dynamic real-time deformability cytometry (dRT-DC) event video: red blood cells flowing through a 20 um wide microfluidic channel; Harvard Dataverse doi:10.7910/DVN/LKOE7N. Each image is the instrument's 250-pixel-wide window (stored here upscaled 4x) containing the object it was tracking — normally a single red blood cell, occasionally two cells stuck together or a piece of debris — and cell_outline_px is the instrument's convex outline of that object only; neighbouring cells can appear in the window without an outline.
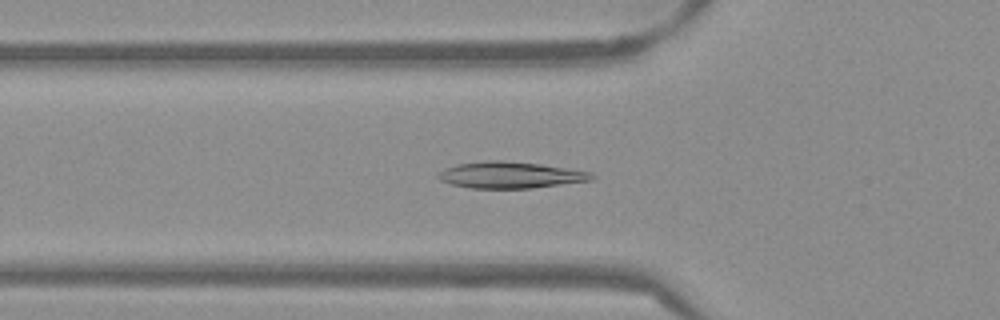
{"species": "Egyptian fruit bat (a non-hibernating species)", "species_latin": "Rousettus aegyptiacus", "temperature_condition": "warm", "stored_images_in_passage": 36, "camera_frame_rate_fps": 3000, "um_per_image_px": 0.085, "frame": {"image": 1, "passage_image": 2, "time_ms": 0.333, "image_size_px": [1000, 320], "cell_outline_px": [[596, 176], [592, 180], [532, 188], [468, 188], [452, 184], [440, 180], [436, 176], [436, 172], [444, 168], [456, 164], [488, 160], [504, 160], [540, 164], [592, 172]], "centroid_in_image_um": [43.34, 14.87], "position_along_channel_um": 82.5, "area_um2": 23.81}}
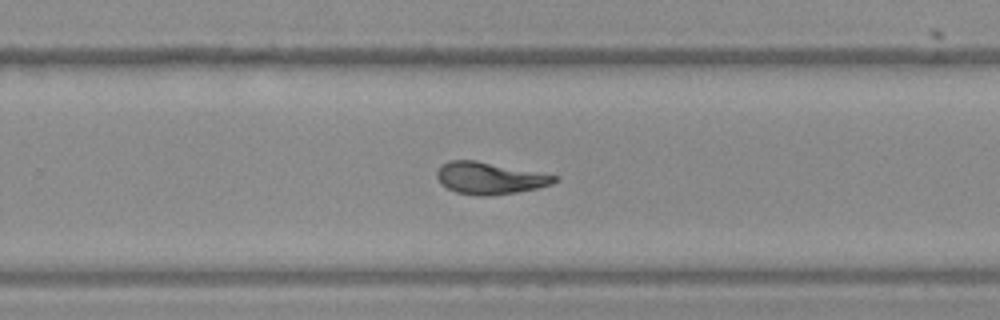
{"frame": {"image": 2, "passage_image": 18, "time_ms": 5.667, "image_size_px": [1000, 320], "cell_outline_px": [[560, 180], [552, 184], [536, 188], [516, 192], [492, 196], [476, 196], [456, 192], [440, 184], [436, 176], [436, 172], [448, 160], [476, 160], [560, 176]], "centroid_in_image_um": [41.64, 15.15], "position_along_channel_um": 288.2, "area_um2": 22.02}}
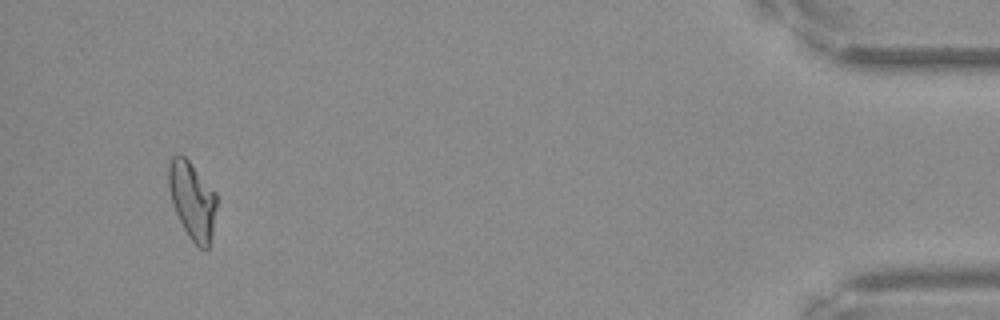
{"frame": {"image": 3, "passage_image": 34, "time_ms": 11.0, "image_size_px": [1000, 320], "cell_outline_px": [[216, 208], [212, 232], [208, 248], [200, 248], [188, 236], [172, 204], [168, 188], [168, 160], [172, 156], [184, 156], [188, 160], [216, 192]], "centroid_in_image_um": [16.32, 17.0], "position_along_channel_um": 418.9, "area_um2": 21.44}, "authors_computed_cell_mechanics": {"area_um2": 21.964, "velocity_mm_per_s": 3.8398, "shape_relaxation_time_tau1_ms": 8.3672, "shape_relaxation_time_tau2_ms": 1.7126, "deformation_change_tau1": 0.2431, "deformation_change_tau2": 0.0706}}